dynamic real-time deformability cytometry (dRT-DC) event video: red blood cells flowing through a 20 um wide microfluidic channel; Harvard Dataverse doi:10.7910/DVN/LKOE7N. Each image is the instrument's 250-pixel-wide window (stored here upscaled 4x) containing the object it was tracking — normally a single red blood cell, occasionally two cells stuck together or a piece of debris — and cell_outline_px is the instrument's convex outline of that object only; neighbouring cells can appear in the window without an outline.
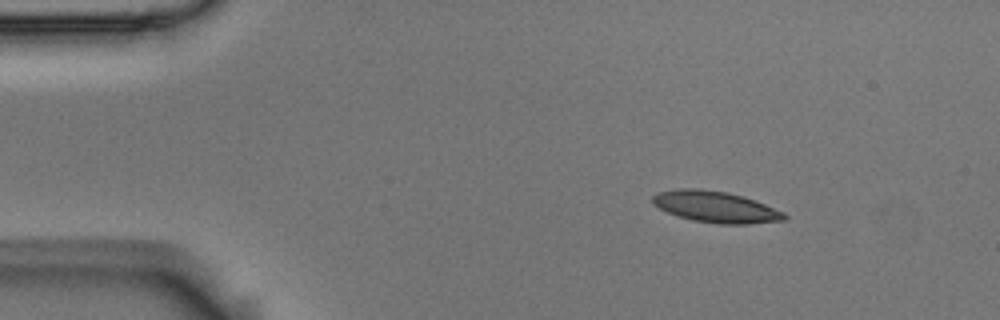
{"species": "Egyptian fruit bat (a non-hibernating species)", "species_latin": "Rousettus aegyptiacus", "temperature_condition": "room temperature", "stored_images_in_passage": 4, "camera_frame_rate_fps": 3000, "um_per_image_px": 0.085, "animal": {"sex": "male"}, "frame": {"image": 1, "passage_image": 2, "time_ms": 0.333, "image_size_px": [1000, 320], "cell_outline_px": [[788, 216], [784, 220], [748, 224], [720, 224], [692, 220], [668, 212], [652, 204], [652, 196], [660, 192], [676, 188], [700, 188], [728, 192], [744, 196], [756, 200], [784, 212]], "centroid_in_image_um": [60.85, 17.57], "position_along_channel_um": 24.2, "area_um2": 24.1}}